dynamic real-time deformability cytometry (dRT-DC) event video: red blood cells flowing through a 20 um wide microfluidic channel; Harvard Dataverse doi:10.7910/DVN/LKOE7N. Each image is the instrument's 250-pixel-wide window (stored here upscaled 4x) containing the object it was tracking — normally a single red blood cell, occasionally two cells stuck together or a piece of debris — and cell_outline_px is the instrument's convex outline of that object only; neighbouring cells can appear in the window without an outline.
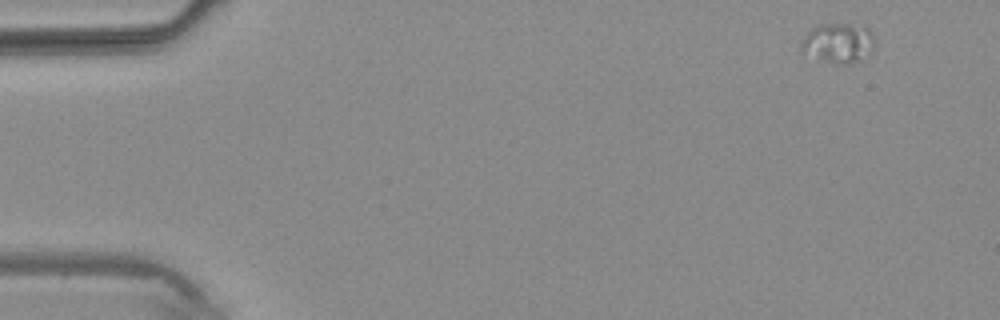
{"species": "common noctule bat (a hibernating species)", "species_latin": "Nyctalus noctula", "temperature_condition": "warm", "stored_images_in_passage": 3, "camera_frame_rate_fps": 3000, "um_per_image_px": 0.085, "animal": {"sex": "male", "body_mass_g": 20.4}, "frame": {"image": 1, "passage_image": 1, "time_ms": 0.0, "image_size_px": [1000, 320], "cell_outline_px": [[872, 48], [860, 60], [844, 64], [832, 64], [800, 52], [800, 48], [804, 36], [812, 28], [820, 24], [864, 24], [872, 32]], "centroid_in_image_um": [71.21, 3.64], "position_along_channel_um": 13.8, "area_um2": 16.99}}